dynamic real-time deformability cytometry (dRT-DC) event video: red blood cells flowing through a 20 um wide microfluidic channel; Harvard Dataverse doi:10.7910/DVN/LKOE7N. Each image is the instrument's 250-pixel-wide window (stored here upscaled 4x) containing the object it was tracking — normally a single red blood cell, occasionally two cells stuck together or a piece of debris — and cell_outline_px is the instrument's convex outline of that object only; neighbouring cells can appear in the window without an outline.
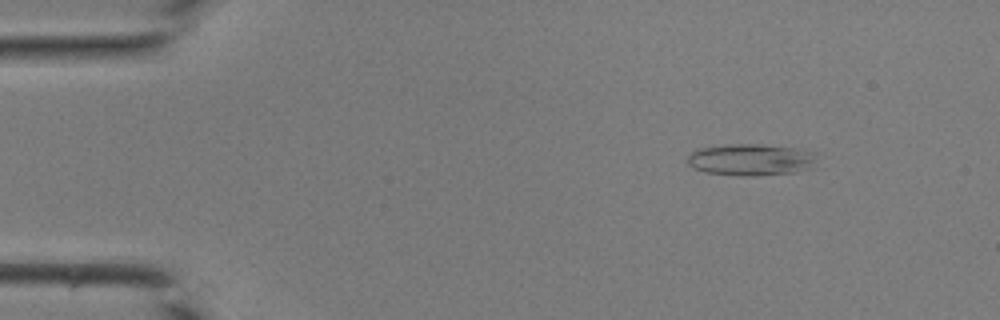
{"species": "common noctule bat (a hibernating species)", "species_latin": "Nyctalus noctula", "temperature_condition": "room temperature", "stored_images_in_passage": 37, "camera_frame_rate_fps": 3000, "um_per_image_px": 0.085, "animal": {"sex": "male", "body_mass_g": 19.0, "forearm_length_mm": 50.8}, "frame": {"image": 1, "passage_image": 1, "time_ms": 0.0, "image_size_px": [1000, 320], "cell_outline_px": [[816, 168], [792, 172], [756, 176], [740, 176], [704, 172], [692, 168], [688, 164], [688, 156], [696, 148], [728, 144], [760, 144], [792, 148], [816, 152]], "centroid_in_image_um": [63.83, 13.58], "position_along_channel_um": 21.2, "area_um2": 24.28}}
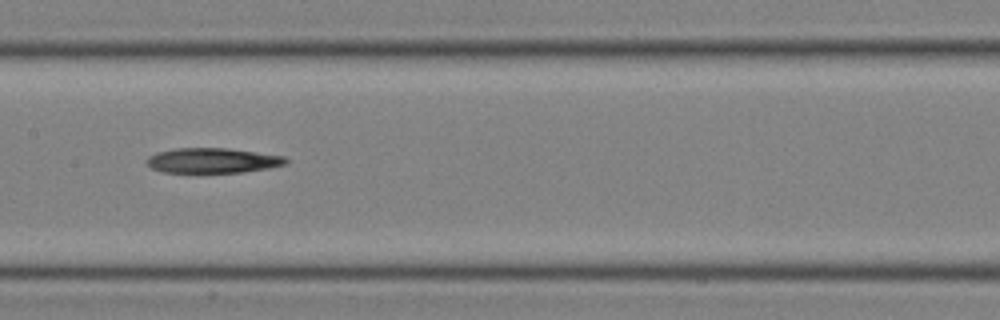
{"frame": {"image": 2, "passage_image": 17, "time_ms": 5.333, "image_size_px": [1000, 320], "cell_outline_px": [[288, 164], [268, 168], [240, 172], [164, 172], [152, 168], [144, 160], [148, 156], [156, 152], [176, 148], [228, 148], [284, 156], [288, 160]], "centroid_in_image_um": [18.06, 13.63], "position_along_channel_um": 189.3, "area_um2": 20.23}}
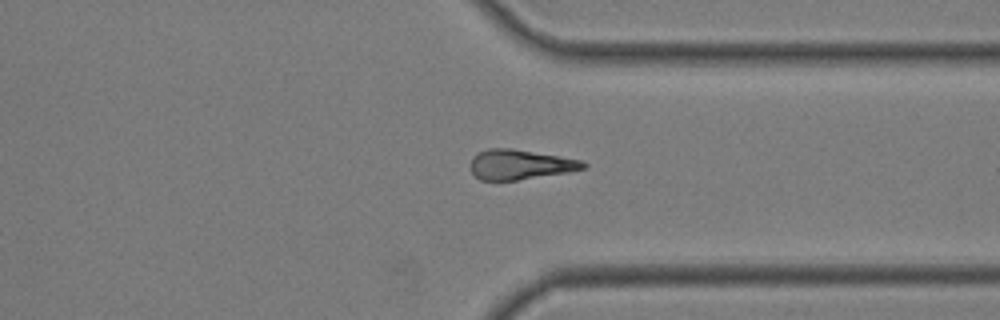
{"frame": {"image": 3, "passage_image": 28, "time_ms": 9.0, "image_size_px": [1000, 320], "cell_outline_px": [[588, 168], [568, 172], [516, 180], [480, 180], [472, 172], [472, 156], [488, 148], [512, 148], [580, 160], [588, 164]], "centroid_in_image_um": [44.22, 13.98], "position_along_channel_um": 367.2, "area_um2": 19.42}}